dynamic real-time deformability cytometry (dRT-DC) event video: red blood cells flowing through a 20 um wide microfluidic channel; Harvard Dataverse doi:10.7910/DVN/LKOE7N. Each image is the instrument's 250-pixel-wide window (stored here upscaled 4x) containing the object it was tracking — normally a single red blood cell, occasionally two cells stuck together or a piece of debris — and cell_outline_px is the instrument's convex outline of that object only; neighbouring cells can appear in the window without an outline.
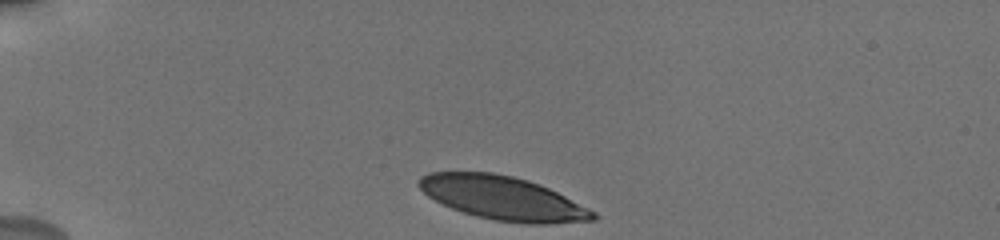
{"species": "human", "species_latin": "Homo sapiens", "temperature_condition": "cold", "stored_images_in_passage": 23, "camera_frame_rate_fps": 3000, "um_per_image_px": 0.085, "donor": {"sex": "male"}, "frame": {"image": 1, "passage_image": 1, "time_ms": 0.0, "image_size_px": [1000, 240], "cell_outline_px": [[600, 216], [596, 220], [548, 224], [528, 224], [496, 220], [476, 216], [452, 208], [428, 196], [416, 184], [416, 180], [420, 176], [428, 172], [492, 172], [512, 176], [528, 180], [548, 188], [596, 212]], "centroid_in_image_um": [42.73, 16.84], "position_along_channel_um": 42.3, "area_um2": 44.16}}
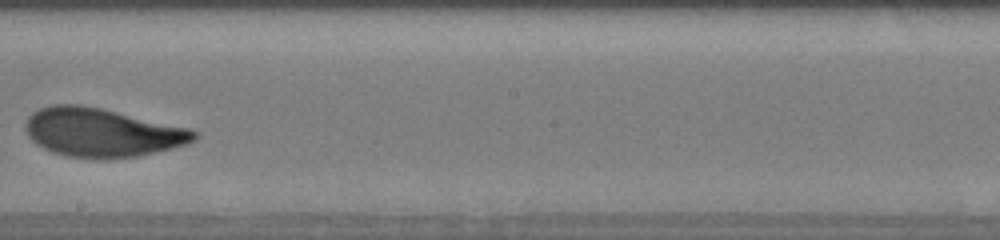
{"frame": {"image": 2, "passage_image": 11, "time_ms": 6.667, "image_size_px": [1000, 240], "cell_outline_px": [[200, 136], [196, 140], [188, 144], [172, 148], [136, 156], [104, 160], [64, 156], [52, 152], [36, 144], [28, 136], [24, 128], [24, 124], [28, 116], [32, 112], [40, 108], [52, 104], [80, 104], [100, 108], [188, 128], [196, 132]], "centroid_in_image_um": [8.62, 11.27], "position_along_channel_um": 239.6, "area_um2": 48.09}}
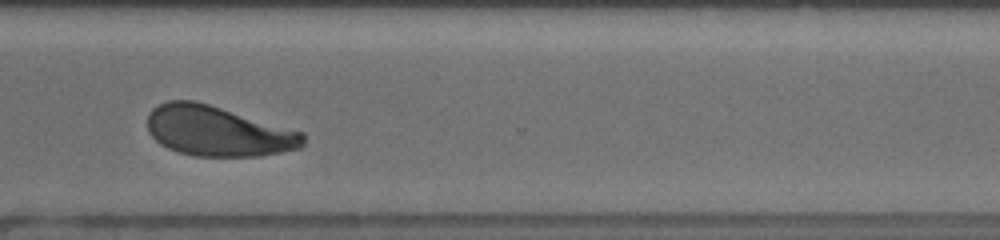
{"frame": {"image": 3, "passage_image": 17, "time_ms": 9.667, "image_size_px": [1000, 240], "cell_outline_px": [[304, 144], [300, 148], [280, 152], [256, 156], [192, 156], [176, 152], [160, 144], [148, 132], [148, 112], [152, 108], [168, 100], [196, 100], [304, 132]], "centroid_in_image_um": [18.49, 11.14], "position_along_channel_um": 352.1, "area_um2": 45.66}, "authors_computed_cell_mechanics": {"area_um2": 46.529, "velocity_mm_per_s": 3.754, "shape_relaxation_time_tau1_ms": 3.2816, "shape_relaxation_time_tau2_ms": 0.8808, "deformation_change_tau1": 0.1337, "deformation_change_tau2": 0.0658}}